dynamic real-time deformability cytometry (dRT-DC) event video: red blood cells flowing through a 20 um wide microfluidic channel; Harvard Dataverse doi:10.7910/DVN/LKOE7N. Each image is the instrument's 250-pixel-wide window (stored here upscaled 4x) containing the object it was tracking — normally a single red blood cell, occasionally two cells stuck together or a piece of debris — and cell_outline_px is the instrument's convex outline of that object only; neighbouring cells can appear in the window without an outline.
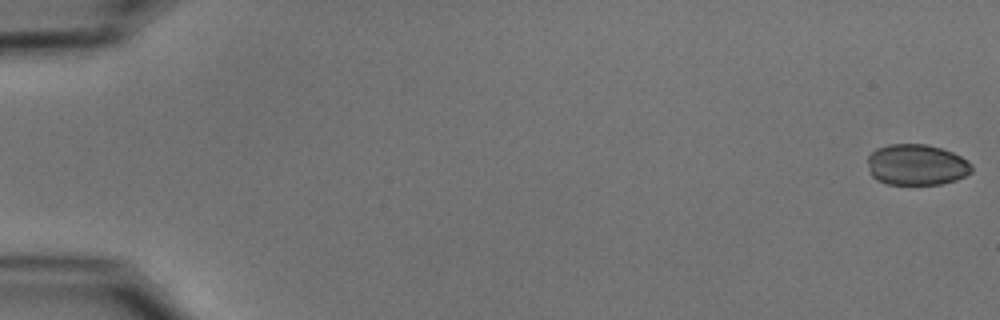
{"species": "common noctule bat (a hibernating species)", "species_latin": "Nyctalus noctula", "temperature_condition": "cold", "stored_images_in_passage": 54, "camera_frame_rate_fps": 3000, "um_per_image_px": 0.085, "animal": {"sex": "male", "body_mass_g": 15.6}, "frame": {"image": 1, "passage_image": 1, "time_ms": 0.0, "image_size_px": [1000, 320], "cell_outline_px": [[972, 172], [956, 180], [940, 184], [888, 184], [876, 180], [868, 172], [868, 156], [876, 148], [888, 144], [924, 144], [940, 148], [952, 152], [968, 160], [972, 164]], "centroid_in_image_um": [77.89, 14.01], "position_along_channel_um": 7.1, "area_um2": 24.97}}
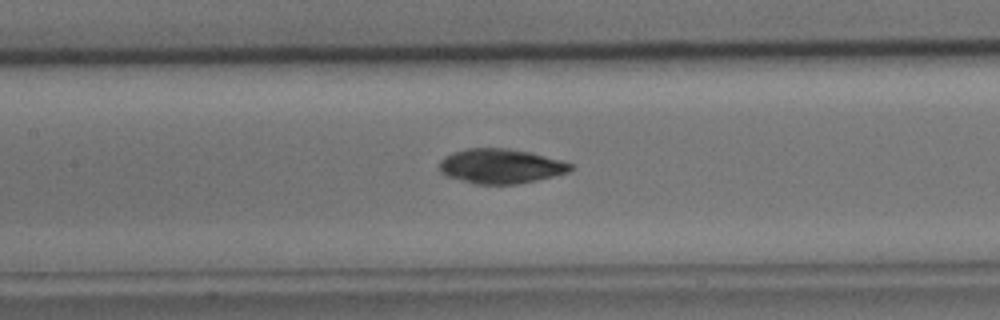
{"frame": {"image": 2, "passage_image": 26, "time_ms": 8.333, "image_size_px": [1000, 320], "cell_outline_px": [[572, 168], [568, 172], [536, 180], [516, 184], [476, 184], [448, 176], [440, 172], [440, 160], [444, 156], [452, 152], [468, 148], [508, 148], [528, 152], [560, 160], [572, 164]], "centroid_in_image_um": [42.52, 14.12], "position_along_channel_um": 164.9, "area_um2": 26.18}}
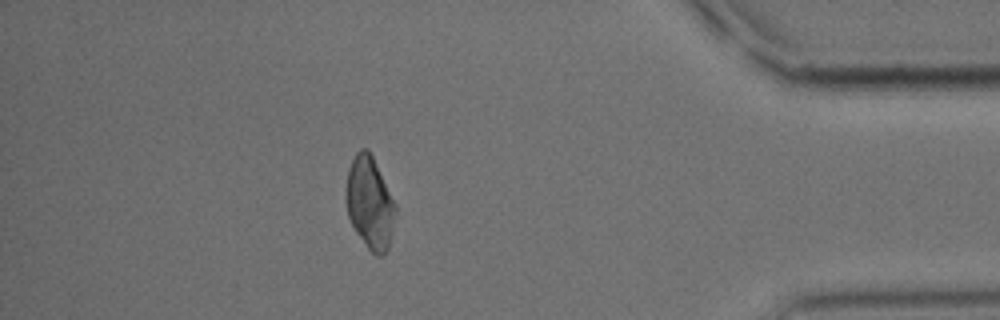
{"frame": {"image": 3, "passage_image": 48, "time_ms": 15.667, "image_size_px": [1000, 320], "cell_outline_px": [[396, 212], [388, 248], [384, 256], [376, 256], [368, 248], [356, 232], [348, 216], [348, 168], [356, 152], [360, 148], [368, 148], [396, 204]], "centroid_in_image_um": [31.46, 17.26], "position_along_channel_um": 403.7, "area_um2": 25.95}, "authors_computed_cell_mechanics": {"area_um2": 26.6747, "velocity_mm_per_s": 3.7624, "shape_relaxation_time_tau1_ms": 4.1663, "shape_relaxation_time_tau2_ms": 9.9207, "deformation_change_tau1": 0.0698, "deformation_change_tau2": 0.1105}}